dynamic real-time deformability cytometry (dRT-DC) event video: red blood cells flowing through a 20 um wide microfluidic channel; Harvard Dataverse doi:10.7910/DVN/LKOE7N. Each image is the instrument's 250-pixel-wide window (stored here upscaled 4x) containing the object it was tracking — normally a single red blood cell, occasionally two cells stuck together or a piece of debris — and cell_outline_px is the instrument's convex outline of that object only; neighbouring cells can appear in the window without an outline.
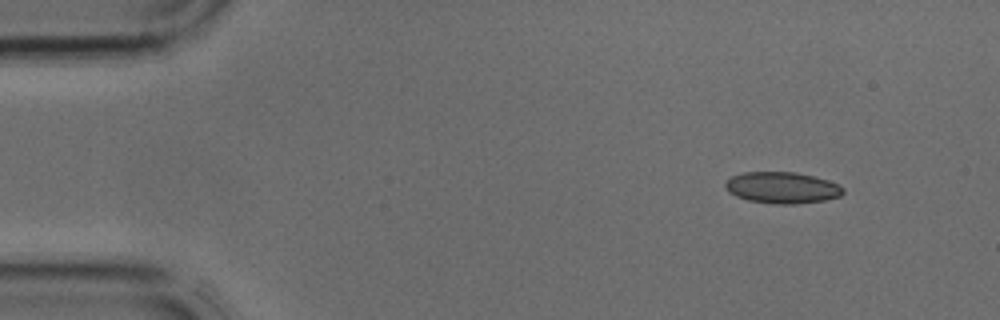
{"species": "common noctule bat (a hibernating species)", "species_latin": "Nyctalus noctula", "temperature_condition": "cold", "stored_images_in_passage": 4, "segment_of_instrument_passage": [1, 2], "camera_frame_rate_fps": 3000, "um_per_image_px": 0.085, "animal": {"sex": "male", "body_mass_g": 17.9, "forearm_length_mm": 54.2}, "frame": {"image": 1, "passage_image": 1, "time_ms": 0.0, "image_size_px": [1000, 320], "cell_outline_px": [[844, 192], [840, 196], [824, 200], [792, 204], [776, 204], [748, 200], [736, 196], [728, 192], [724, 188], [724, 184], [732, 176], [744, 172], [796, 172], [828, 180], [844, 188]], "centroid_in_image_um": [66.45, 15.95], "position_along_channel_um": 18.5, "area_um2": 21.44}}
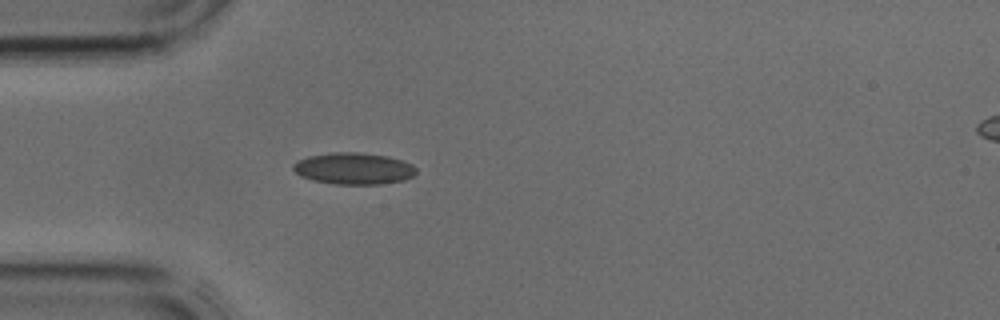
{"frame": {"image": 2, "passage_image": 3, "time_ms": 0.667, "image_size_px": [1000, 320], "cell_outline_px": [[416, 172], [412, 176], [404, 180], [380, 184], [336, 184], [312, 180], [300, 176], [292, 168], [292, 164], [296, 160], [308, 156], [332, 152], [360, 152], [388, 156], [412, 164], [416, 168]], "centroid_in_image_um": [30.03, 14.32], "position_along_channel_um": 55.0, "area_um2": 22.77}}